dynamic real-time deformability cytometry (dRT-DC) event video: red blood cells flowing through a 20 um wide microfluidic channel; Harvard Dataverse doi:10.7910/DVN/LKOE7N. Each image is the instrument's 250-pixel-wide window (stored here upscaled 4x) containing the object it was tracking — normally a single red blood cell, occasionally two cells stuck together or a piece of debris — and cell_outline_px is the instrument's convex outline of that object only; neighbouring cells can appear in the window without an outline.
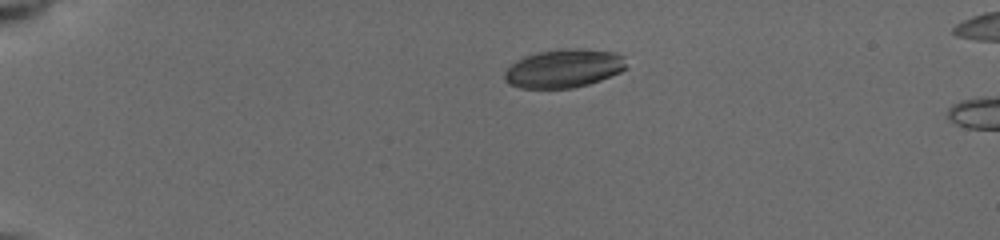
{"species": "common noctule bat (a hibernating species)", "species_latin": "Nyctalus noctula", "temperature_condition": "cold", "stored_images_in_passage": 2, "camera_frame_rate_fps": 3000, "um_per_image_px": 0.085, "animal": {"sex": "female", "body_mass_g": 19.5, "forearm_length_mm": 54.1}, "frame": {"image": 1, "passage_image": 1, "time_ms": 0.0, "image_size_px": [1000, 240], "cell_outline_px": [[628, 68], [620, 72], [600, 80], [588, 84], [572, 88], [520, 88], [508, 84], [504, 80], [504, 72], [516, 60], [524, 56], [536, 52], [568, 48], [580, 48], [616, 52], [624, 56]], "centroid_in_image_um": [47.93, 5.81], "position_along_channel_um": 37.1, "area_um2": 27.57}}